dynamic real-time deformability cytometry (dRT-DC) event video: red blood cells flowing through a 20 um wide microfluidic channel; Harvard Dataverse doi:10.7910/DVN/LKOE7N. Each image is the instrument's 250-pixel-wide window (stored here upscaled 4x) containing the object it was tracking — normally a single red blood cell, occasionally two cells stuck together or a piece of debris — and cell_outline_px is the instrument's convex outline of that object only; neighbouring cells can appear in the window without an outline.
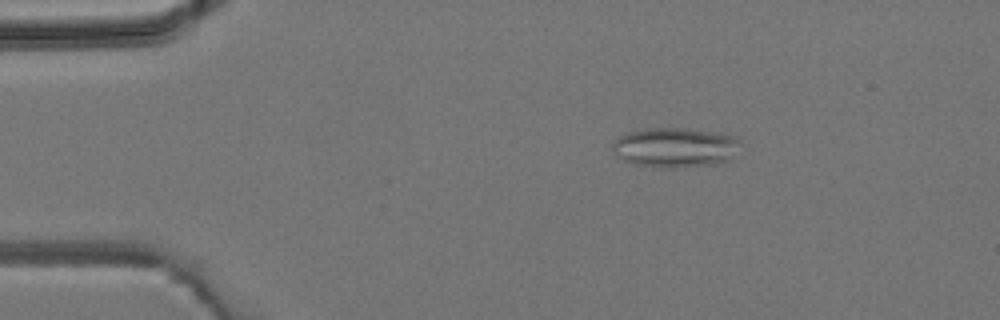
{"species": "common noctule bat (a hibernating species)", "species_latin": "Nyctalus noctula", "temperature_condition": "room temperature", "stored_images_in_passage": 5, "camera_frame_rate_fps": 3000, "um_per_image_px": 0.085, "animal": {"sex": "male", "body_mass_g": 19.2, "forearm_length_mm": 51.8}, "frame": {"image": 1, "passage_image": 3, "time_ms": 2.333, "image_size_px": [1000, 320], "cell_outline_px": [[736, 140], [728, 160], [716, 164], [684, 168], [660, 168], [632, 164], [616, 156], [612, 152], [608, 144], [616, 136], [628, 132], [648, 128], [684, 128], [712, 132], [736, 136]], "centroid_in_image_um": [57.19, 12.55], "position_along_channel_um": 27.8, "area_um2": 29.71}}